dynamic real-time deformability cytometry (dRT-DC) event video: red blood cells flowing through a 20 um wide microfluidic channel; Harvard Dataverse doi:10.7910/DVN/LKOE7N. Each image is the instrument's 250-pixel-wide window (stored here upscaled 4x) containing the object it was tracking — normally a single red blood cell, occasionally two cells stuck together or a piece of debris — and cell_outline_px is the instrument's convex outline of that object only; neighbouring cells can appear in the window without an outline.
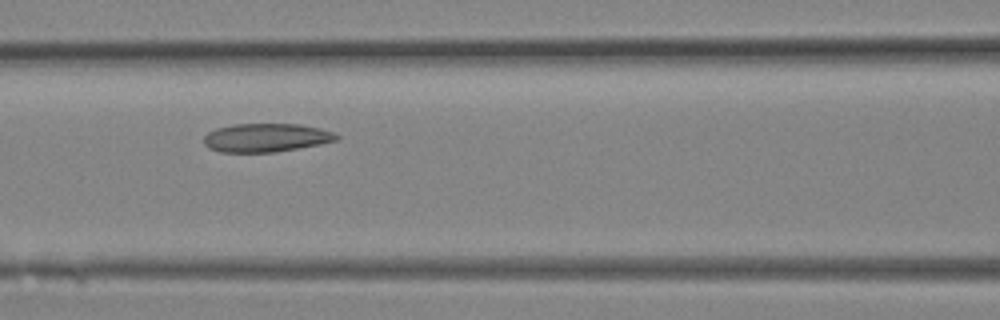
{"species": "Egyptian fruit bat (a non-hibernating species)", "species_latin": "Rousettus aegyptiacus", "temperature_condition": "room temperature", "stored_images_in_passage": 13, "camera_frame_rate_fps": 3000, "um_per_image_px": 0.085, "animal": {"sex": "female"}, "frame": {"image": 1, "passage_image": 10, "time_ms": 3.0, "image_size_px": [1000, 320], "cell_outline_px": [[340, 140], [320, 144], [276, 152], [220, 152], [208, 148], [204, 144], [204, 136], [208, 132], [216, 128], [232, 124], [300, 124], [320, 128], [332, 132], [340, 136]], "centroid_in_image_um": [22.62, 11.7], "position_along_channel_um": 144.0, "area_um2": 22.2}}
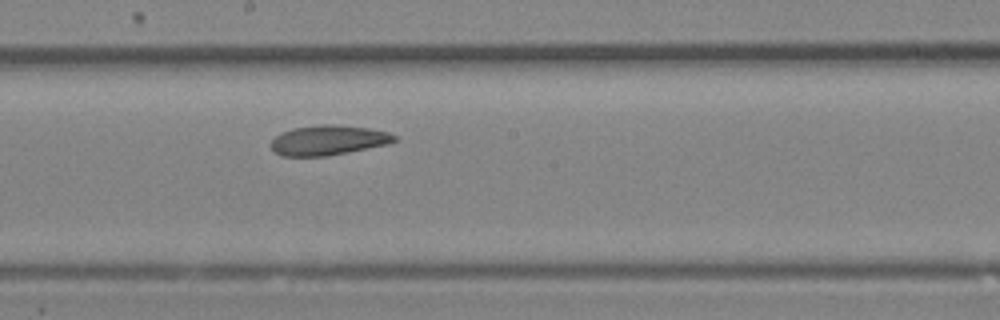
{"frame": {"image": 2, "passage_image": 13, "time_ms": 4.0, "image_size_px": [1000, 320], "cell_outline_px": [[396, 140], [388, 144], [328, 156], [280, 156], [272, 152], [268, 144], [280, 132], [292, 128], [320, 124], [332, 124], [368, 128], [388, 132], [396, 136]], "centroid_in_image_um": [27.82, 11.92], "position_along_channel_um": 220.4, "area_um2": 21.73}}